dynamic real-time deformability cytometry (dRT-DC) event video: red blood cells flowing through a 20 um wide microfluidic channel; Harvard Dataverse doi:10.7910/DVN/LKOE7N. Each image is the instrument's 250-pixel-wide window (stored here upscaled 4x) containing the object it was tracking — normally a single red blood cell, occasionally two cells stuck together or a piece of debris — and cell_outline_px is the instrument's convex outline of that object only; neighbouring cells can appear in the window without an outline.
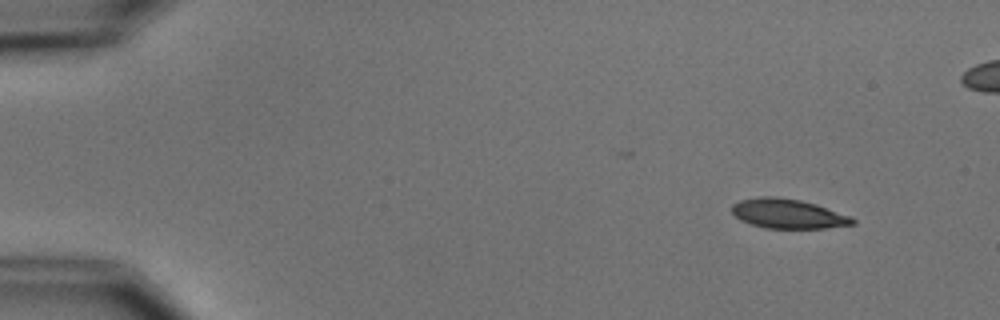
{"species": "common noctule bat (a hibernating species)", "species_latin": "Nyctalus noctula", "temperature_condition": "cold", "stored_images_in_passage": 4, "camera_frame_rate_fps": 3000, "um_per_image_px": 0.085, "animal": {"sex": "male", "body_mass_g": 15.6}, "frame": {"image": 1, "passage_image": 1, "time_ms": 0.0, "image_size_px": [1000, 320], "cell_outline_px": [[856, 224], [824, 228], [764, 228], [740, 220], [732, 212], [732, 204], [740, 200], [760, 196], [776, 196], [800, 200], [816, 204], [852, 216], [856, 220]], "centroid_in_image_um": [67.0, 18.16], "position_along_channel_um": 18.0, "area_um2": 20.87}}